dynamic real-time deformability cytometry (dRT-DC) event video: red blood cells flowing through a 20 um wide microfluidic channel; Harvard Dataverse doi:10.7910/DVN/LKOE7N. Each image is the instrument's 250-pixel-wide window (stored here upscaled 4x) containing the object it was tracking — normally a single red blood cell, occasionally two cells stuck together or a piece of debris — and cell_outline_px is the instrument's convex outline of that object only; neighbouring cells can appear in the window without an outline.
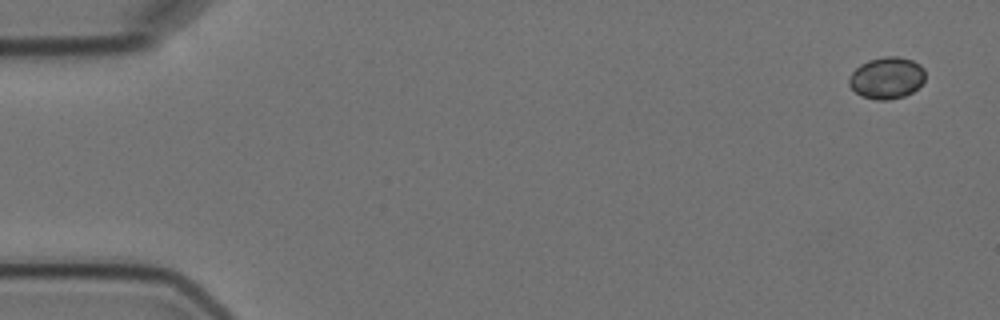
{"species": "Egyptian fruit bat (a non-hibernating species)", "species_latin": "Rousettus aegyptiacus", "temperature_condition": "cold", "stored_images_in_passage": 5, "camera_frame_rate_fps": 3000, "um_per_image_px": 0.085, "animal": {"sex": "female"}, "frame": {"image": 1, "passage_image": 1, "time_ms": 0.0, "image_size_px": [1000, 320], "cell_outline_px": [[924, 80], [912, 92], [904, 96], [888, 100], [876, 100], [860, 96], [848, 84], [848, 80], [852, 72], [860, 64], [868, 60], [884, 56], [896, 56], [912, 60], [920, 64], [924, 68]], "centroid_in_image_um": [75.36, 6.62], "position_along_channel_um": 9.6, "area_um2": 18.55}}
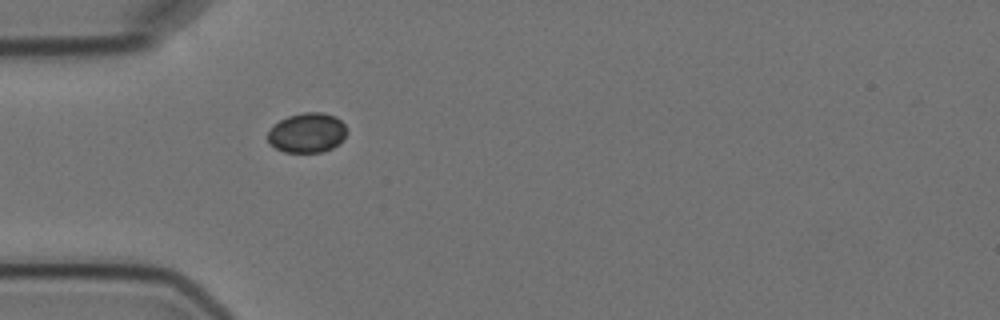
{"frame": {"image": 2, "passage_image": 5, "time_ms": 5.0, "image_size_px": [1000, 320], "cell_outline_px": [[348, 132], [332, 148], [320, 152], [284, 152], [268, 144], [268, 132], [280, 120], [288, 116], [304, 112], [324, 112], [336, 116], [344, 124]], "centroid_in_image_um": [26.1, 11.28], "position_along_channel_um": 58.9, "area_um2": 18.21}}